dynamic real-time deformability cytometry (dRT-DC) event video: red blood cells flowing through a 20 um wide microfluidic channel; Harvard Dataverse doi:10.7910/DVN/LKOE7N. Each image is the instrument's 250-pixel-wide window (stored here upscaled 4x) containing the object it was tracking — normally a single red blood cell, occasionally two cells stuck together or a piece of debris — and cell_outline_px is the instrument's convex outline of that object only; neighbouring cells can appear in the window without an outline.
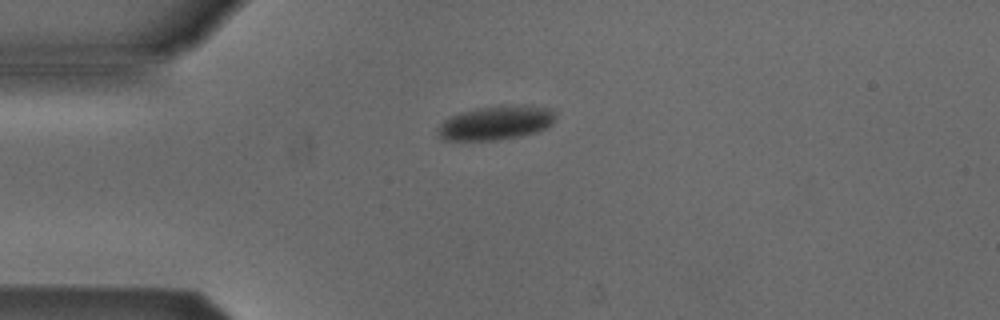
{"species": "Egyptian fruit bat (a non-hibernating species)", "species_latin": "Rousettus aegyptiacus", "temperature_condition": "cold", "stored_images_in_passage": 1, "camera_frame_rate_fps": 3000, "um_per_image_px": 0.085, "animal": {"sex": "male"}, "frame": {"image": 1, "passage_image": 1, "time_ms": 0.0, "image_size_px": [1000, 320], "cell_outline_px": [[556, 120], [548, 128], [536, 132], [520, 136], [496, 140], [440, 140], [436, 136], [436, 128], [444, 120], [460, 112], [476, 108], [500, 104], [524, 104], [556, 108]], "centroid_in_image_um": [42.2, 10.41], "position_along_channel_um": 42.8, "area_um2": 24.28}}